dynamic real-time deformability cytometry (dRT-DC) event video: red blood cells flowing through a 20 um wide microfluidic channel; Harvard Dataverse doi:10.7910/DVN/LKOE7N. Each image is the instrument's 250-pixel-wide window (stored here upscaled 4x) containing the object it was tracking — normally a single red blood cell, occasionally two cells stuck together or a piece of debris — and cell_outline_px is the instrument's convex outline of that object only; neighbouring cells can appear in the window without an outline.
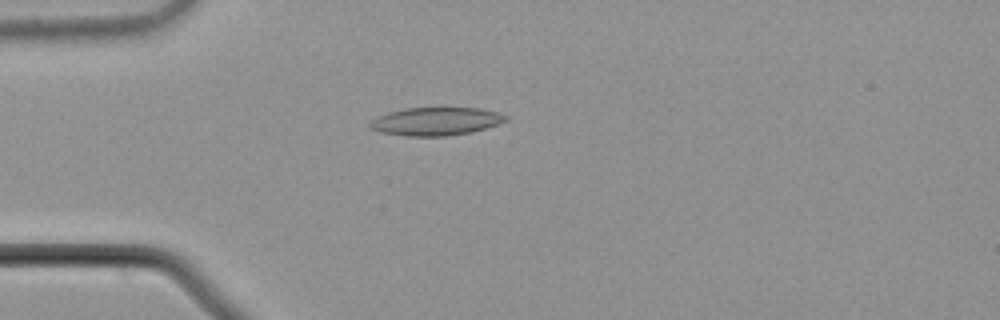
{"species": "common noctule bat (a hibernating species)", "species_latin": "Nyctalus noctula", "temperature_condition": "cold", "stored_images_in_passage": 41, "camera_frame_rate_fps": 3000, "um_per_image_px": 0.085, "animal": {"sex": "male", "body_mass_g": 21.5, "forearm_length_mm": 52.0}, "frame": {"image": 1, "passage_image": 1, "time_ms": 0.0, "image_size_px": [1000, 320], "cell_outline_px": [[508, 120], [472, 132], [448, 136], [408, 136], [380, 132], [368, 128], [368, 124], [372, 120], [388, 112], [408, 108], [480, 108], [496, 112], [508, 116]], "centroid_in_image_um": [37.03, 10.32], "position_along_channel_um": 48.0, "area_um2": 22.08}}
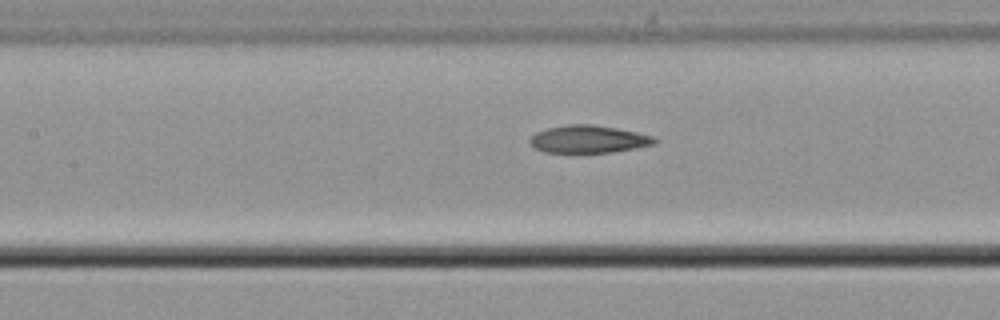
{"frame": {"image": 2, "passage_image": 11, "time_ms": 3.333, "image_size_px": [1000, 320], "cell_outline_px": [[656, 140], [652, 144], [612, 152], [544, 152], [536, 148], [528, 140], [536, 132], [548, 128], [568, 124], [592, 124], [616, 128], [636, 132], [652, 136]], "centroid_in_image_um": [49.97, 11.82], "position_along_channel_um": 157.4, "area_um2": 19.59}}
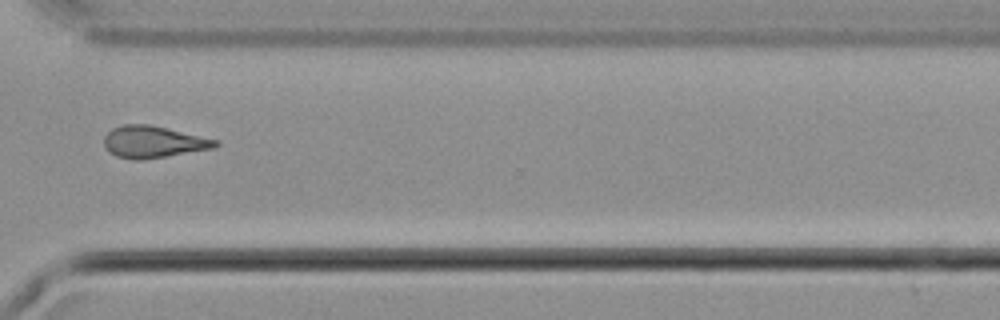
{"frame": {"image": 3, "passage_image": 27, "time_ms": 8.667, "image_size_px": [1000, 320], "cell_outline_px": [[220, 144], [216, 148], [144, 160], [132, 160], [116, 156], [108, 152], [104, 144], [104, 136], [112, 128], [124, 124], [152, 124], [220, 140]], "centroid_in_image_um": [13.06, 12.06], "position_along_channel_um": 357.5, "area_um2": 21.15}, "authors_computed_cell_mechanics": {"area_um2": 20.6924, "velocity_mm_per_s": 3.7614, "shape_relaxation_time_tau1_ms": null, "shape_relaxation_time_tau2_ms": 5.8688, "deformation_change_tau1": null, "deformation_change_tau2": 0.1293}}